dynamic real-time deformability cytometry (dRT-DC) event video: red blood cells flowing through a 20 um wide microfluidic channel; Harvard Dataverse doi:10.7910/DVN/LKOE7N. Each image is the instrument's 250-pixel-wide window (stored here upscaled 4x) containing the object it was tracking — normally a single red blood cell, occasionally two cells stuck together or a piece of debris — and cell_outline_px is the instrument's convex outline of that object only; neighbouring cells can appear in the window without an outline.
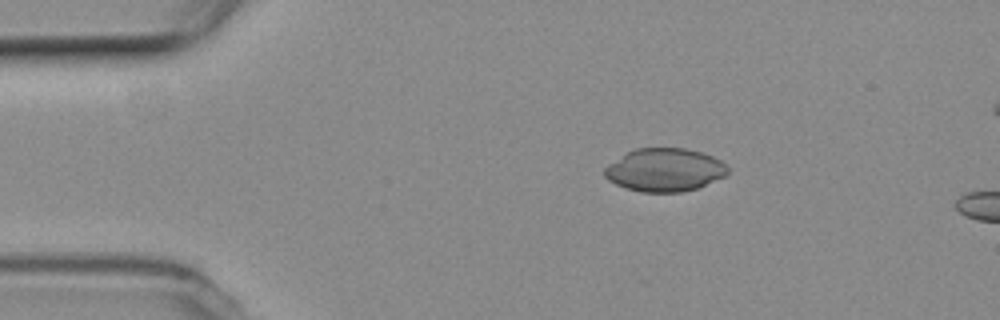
{"species": "common noctule bat (a hibernating species)", "species_latin": "Nyctalus noctula", "temperature_condition": "room temperature", "stored_images_in_passage": 5, "camera_frame_rate_fps": 3000, "um_per_image_px": 0.085, "animal": {"sex": "female", "body_mass_g": 19.3, "forearm_length_mm": 54.1}, "frame": {"image": 1, "passage_image": 1, "time_ms": 0.0, "image_size_px": [1000, 320], "cell_outline_px": [[728, 172], [724, 176], [696, 188], [680, 192], [640, 192], [624, 188], [608, 180], [604, 176], [604, 168], [608, 164], [628, 152], [636, 148], [684, 148], [700, 152], [712, 156], [720, 160], [728, 168]], "centroid_in_image_um": [56.46, 14.44], "position_along_channel_um": 28.5, "area_um2": 30.75}}